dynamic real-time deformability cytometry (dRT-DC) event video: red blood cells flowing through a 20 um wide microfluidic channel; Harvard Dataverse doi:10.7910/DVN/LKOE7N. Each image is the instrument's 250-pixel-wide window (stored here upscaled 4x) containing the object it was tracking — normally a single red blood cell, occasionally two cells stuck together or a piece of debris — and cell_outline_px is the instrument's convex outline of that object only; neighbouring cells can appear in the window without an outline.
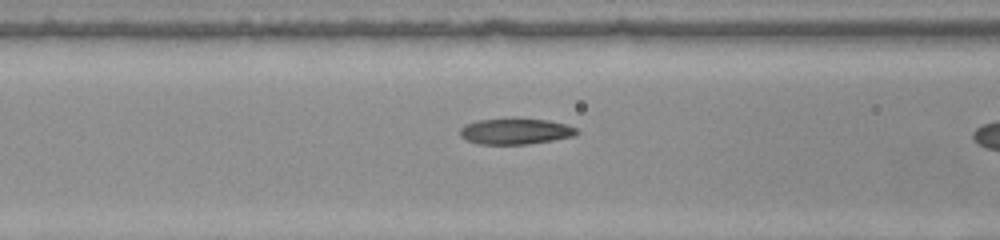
{"species": "common noctule bat (a hibernating species)", "species_latin": "Nyctalus noctula", "temperature_condition": "warm", "stored_images_in_passage": 10, "camera_frame_rate_fps": 3000, "um_per_image_px": 0.085, "animal": {"sex": "female", "body_mass_g": 22.0, "forearm_length_mm": 56.7}, "frame": {"image": 1, "passage_image": 9, "time_ms": 2.667, "image_size_px": [1000, 240], "cell_outline_px": [[580, 132], [576, 136], [528, 144], [480, 144], [468, 140], [460, 136], [460, 128], [464, 124], [476, 120], [516, 116], [548, 120], [568, 124], [576, 128]], "centroid_in_image_um": [43.83, 11.12], "position_along_channel_um": 122.8, "area_um2": 18.38}}